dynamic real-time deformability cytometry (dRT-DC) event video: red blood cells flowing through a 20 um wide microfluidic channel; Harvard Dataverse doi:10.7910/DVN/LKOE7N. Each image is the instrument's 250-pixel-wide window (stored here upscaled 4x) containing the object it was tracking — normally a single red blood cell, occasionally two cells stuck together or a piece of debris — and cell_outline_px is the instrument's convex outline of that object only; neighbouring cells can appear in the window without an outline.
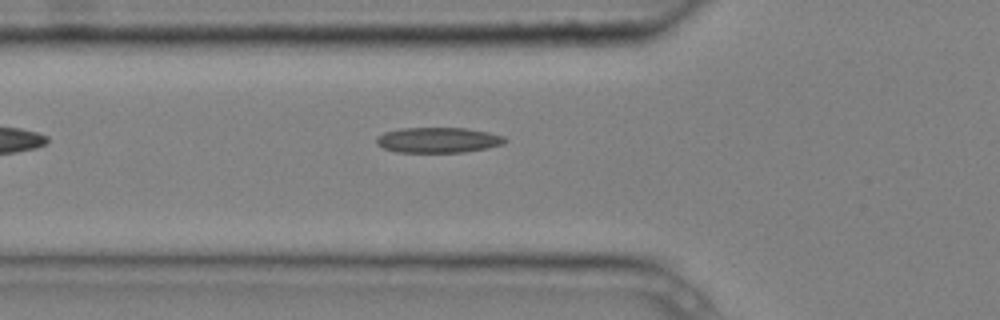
{"species": "common noctule bat (a hibernating species)", "species_latin": "Nyctalus noctula", "temperature_condition": "cold", "stored_images_in_passage": 5, "camera_frame_rate_fps": 3000, "um_per_image_px": 0.085, "animal": {"sex": "male", "body_mass_g": 20.4}, "frame": {"image": 1, "passage_image": 5, "time_ms": 1.333, "image_size_px": [1000, 320], "cell_outline_px": [[508, 140], [504, 144], [488, 148], [464, 152], [396, 152], [384, 148], [376, 144], [376, 136], [384, 132], [400, 128], [464, 128], [488, 132], [504, 136]], "centroid_in_image_um": [37.24, 11.9], "position_along_channel_um": 88.6, "area_um2": 19.13}}